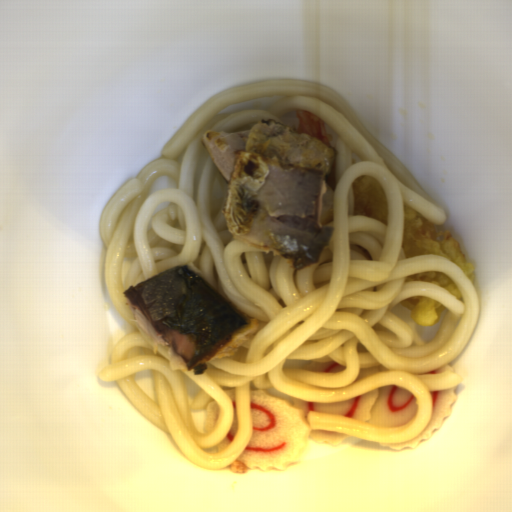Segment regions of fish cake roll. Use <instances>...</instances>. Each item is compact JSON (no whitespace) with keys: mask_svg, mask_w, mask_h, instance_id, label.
Here are the masks:
<instances>
[{"mask_svg":"<svg viewBox=\"0 0 512 512\" xmlns=\"http://www.w3.org/2000/svg\"><path fill=\"white\" fill-rule=\"evenodd\" d=\"M249 400L252 434L236 460L262 472H284L290 465L298 464L309 440L336 446L349 437L336 431L311 430L308 411L333 413L388 429L410 424L419 409L411 391L393 385L336 403L285 399L252 387Z\"/></svg>","mask_w":512,"mask_h":512,"instance_id":"1","label":"fish cake roll"},{"mask_svg":"<svg viewBox=\"0 0 512 512\" xmlns=\"http://www.w3.org/2000/svg\"><path fill=\"white\" fill-rule=\"evenodd\" d=\"M456 387H452L442 391L430 392L432 400V414L429 423L426 427L416 436L407 441L401 442H379V445L395 451H400L405 448H414L421 441H427L433 434L435 429L443 427L444 420L452 415L451 407L456 402Z\"/></svg>","mask_w":512,"mask_h":512,"instance_id":"2","label":"fish cake roll"},{"mask_svg":"<svg viewBox=\"0 0 512 512\" xmlns=\"http://www.w3.org/2000/svg\"><path fill=\"white\" fill-rule=\"evenodd\" d=\"M224 393L228 396L232 403V424L229 428L227 435L216 445V454L221 453L225 448H227L232 443L233 439L237 434L238 429L235 389L225 390Z\"/></svg>","mask_w":512,"mask_h":512,"instance_id":"3","label":"fish cake roll"},{"mask_svg":"<svg viewBox=\"0 0 512 512\" xmlns=\"http://www.w3.org/2000/svg\"><path fill=\"white\" fill-rule=\"evenodd\" d=\"M220 414L221 411L219 404L216 401L209 402L205 409V416L202 422V432L206 434L214 431Z\"/></svg>","mask_w":512,"mask_h":512,"instance_id":"4","label":"fish cake roll"},{"mask_svg":"<svg viewBox=\"0 0 512 512\" xmlns=\"http://www.w3.org/2000/svg\"><path fill=\"white\" fill-rule=\"evenodd\" d=\"M303 369L310 372L336 373L343 372L346 367L332 360L329 362H316L313 360L306 364Z\"/></svg>","mask_w":512,"mask_h":512,"instance_id":"5","label":"fish cake roll"},{"mask_svg":"<svg viewBox=\"0 0 512 512\" xmlns=\"http://www.w3.org/2000/svg\"><path fill=\"white\" fill-rule=\"evenodd\" d=\"M387 370H390V369L387 368L386 366L380 365V364L376 365L374 367H371V368H360V372H359L357 378L353 382L357 383L365 377H368V376L376 374V373L384 372Z\"/></svg>","mask_w":512,"mask_h":512,"instance_id":"6","label":"fish cake roll"},{"mask_svg":"<svg viewBox=\"0 0 512 512\" xmlns=\"http://www.w3.org/2000/svg\"><path fill=\"white\" fill-rule=\"evenodd\" d=\"M442 373H455L453 368L450 364H445L437 369L431 370L429 372L423 373L425 375H431V374H442Z\"/></svg>","mask_w":512,"mask_h":512,"instance_id":"7","label":"fish cake roll"}]
</instances>
